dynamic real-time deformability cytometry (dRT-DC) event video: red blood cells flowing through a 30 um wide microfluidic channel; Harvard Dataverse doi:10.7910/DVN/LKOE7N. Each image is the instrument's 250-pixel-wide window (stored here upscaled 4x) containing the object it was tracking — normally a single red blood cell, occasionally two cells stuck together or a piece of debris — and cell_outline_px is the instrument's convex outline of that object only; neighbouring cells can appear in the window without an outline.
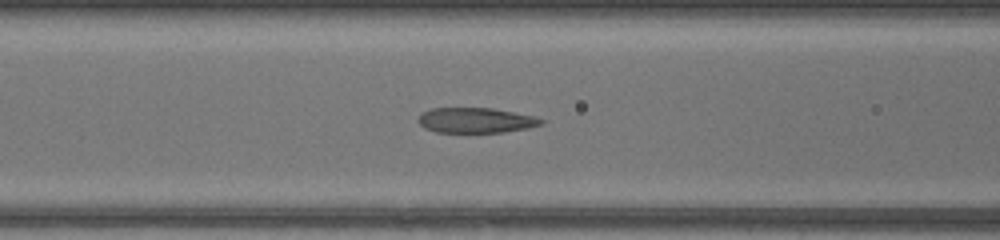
{"species": "common noctule bat (a hibernating species)", "species_latin": "Nyctalus noctula", "temperature_condition": "warm", "stored_images_in_passage": 31, "camera_frame_rate_fps": 3000, "um_per_image_px": 0.085, "animal": {"sex": "female", "body_mass_g": 17.0, "forearm_length_mm": 48.0}, "frame": {"image": 1, "passage_image": 8, "time_ms": 2.333, "image_size_px": [1000, 240], "cell_outline_px": [[544, 124], [528, 128], [504, 132], [436, 132], [424, 128], [416, 120], [420, 112], [432, 108], [492, 108], [532, 116], [544, 120]], "centroid_in_image_um": [40.39, 10.22], "position_along_channel_um": 126.2, "area_um2": 18.09}}
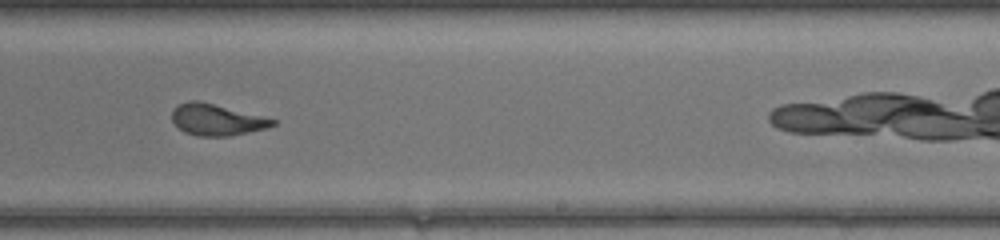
{"frame": {"image": 2, "passage_image": 18, "time_ms": 5.667, "image_size_px": [1000, 240], "cell_outline_px": [[276, 124], [264, 128], [248, 132], [228, 136], [196, 136], [184, 132], [172, 120], [172, 112], [180, 104], [188, 100], [200, 100], [276, 120]], "centroid_in_image_um": [18.38, 10.17], "position_along_channel_um": 270.6, "area_um2": 18.09}}
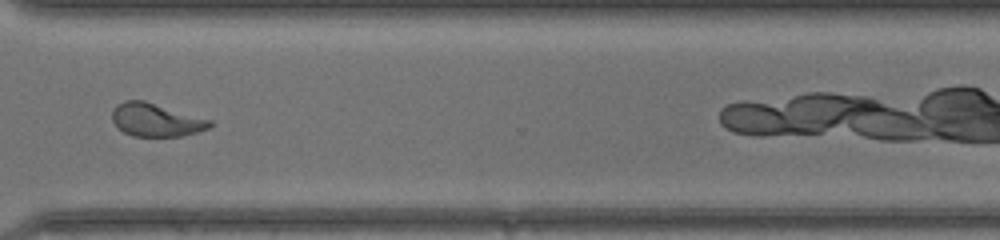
{"frame": {"image": 3, "passage_image": 24, "time_ms": 7.667, "image_size_px": [1000, 240], "cell_outline_px": [[212, 124], [208, 128], [184, 136], [132, 136], [124, 132], [112, 120], [112, 112], [124, 100], [144, 100], [212, 120]], "centroid_in_image_um": [13.28, 10.19], "position_along_channel_um": 357.3, "area_um2": 18.61}}